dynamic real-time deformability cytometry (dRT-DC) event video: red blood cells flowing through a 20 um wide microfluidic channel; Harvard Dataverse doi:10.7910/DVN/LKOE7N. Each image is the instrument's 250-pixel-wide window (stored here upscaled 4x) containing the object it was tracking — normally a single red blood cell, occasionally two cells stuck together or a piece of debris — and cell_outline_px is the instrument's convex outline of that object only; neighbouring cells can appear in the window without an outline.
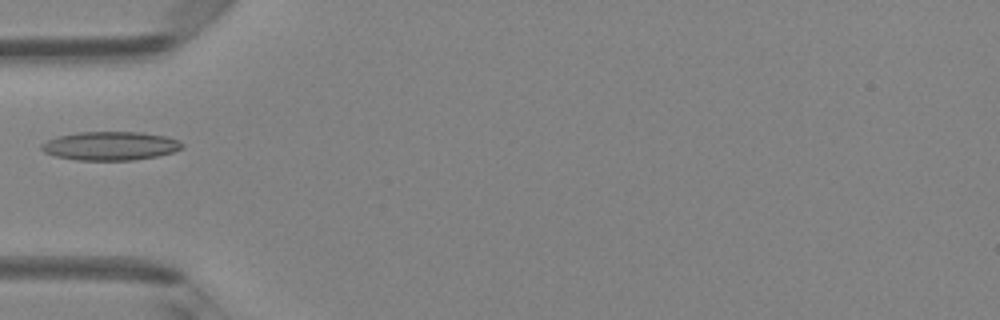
{"species": "Egyptian fruit bat (a non-hibernating species)", "species_latin": "Rousettus aegyptiacus", "temperature_condition": "room temperature", "stored_images_in_passage": 6, "camera_frame_rate_fps": 3000, "um_per_image_px": 0.085, "animal": {"sex": "female"}, "frame": {"image": 1, "passage_image": 5, "time_ms": 1.333, "image_size_px": [1000, 320], "cell_outline_px": [[184, 148], [172, 152], [156, 156], [132, 160], [76, 160], [56, 156], [44, 152], [40, 148], [40, 144], [48, 140], [60, 136], [80, 132], [140, 132], [164, 136], [176, 140], [184, 144]], "centroid_in_image_um": [9.37, 12.4], "position_along_channel_um": 75.6, "area_um2": 23.29}}
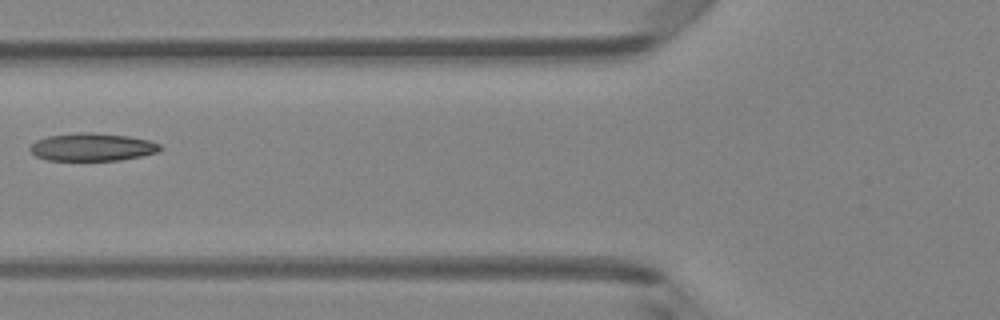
{"frame": {"image": 2, "passage_image": 6, "time_ms": 1.667, "image_size_px": [1000, 320], "cell_outline_px": [[164, 148], [156, 152], [140, 156], [120, 160], [48, 160], [36, 156], [28, 148], [36, 140], [48, 136], [88, 132], [92, 132], [128, 136], [148, 140], [160, 144]], "centroid_in_image_um": [7.85, 12.5], "position_along_channel_um": 118.0, "area_um2": 20.87}}